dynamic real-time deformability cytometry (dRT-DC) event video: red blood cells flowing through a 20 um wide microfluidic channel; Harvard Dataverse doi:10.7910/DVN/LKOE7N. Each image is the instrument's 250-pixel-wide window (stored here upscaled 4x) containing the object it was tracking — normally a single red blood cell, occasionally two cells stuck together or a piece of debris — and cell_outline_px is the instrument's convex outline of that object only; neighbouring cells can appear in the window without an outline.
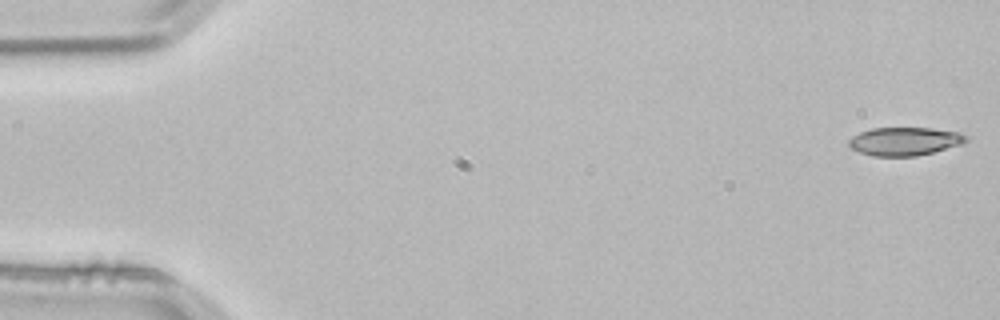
{"species": "common noctule bat (a hibernating species)", "species_latin": "Nyctalus noctula", "temperature_condition": "room temperature", "stored_images_in_passage": 3, "camera_frame_rate_fps": 3000, "um_per_image_px": 0.085, "animal": {"sex": "male", "body_mass_g": 21.5, "forearm_length_mm": 52.0}, "frame": {"image": 1, "passage_image": 1, "time_ms": 0.0, "image_size_px": [1000, 320], "cell_outline_px": [[968, 140], [964, 144], [916, 156], [872, 156], [860, 152], [852, 148], [848, 144], [848, 140], [852, 136], [860, 132], [872, 128], [932, 128], [960, 132], [968, 136]], "centroid_in_image_um": [76.92, 12.01], "position_along_channel_um": 8.1, "area_um2": 19.42}}